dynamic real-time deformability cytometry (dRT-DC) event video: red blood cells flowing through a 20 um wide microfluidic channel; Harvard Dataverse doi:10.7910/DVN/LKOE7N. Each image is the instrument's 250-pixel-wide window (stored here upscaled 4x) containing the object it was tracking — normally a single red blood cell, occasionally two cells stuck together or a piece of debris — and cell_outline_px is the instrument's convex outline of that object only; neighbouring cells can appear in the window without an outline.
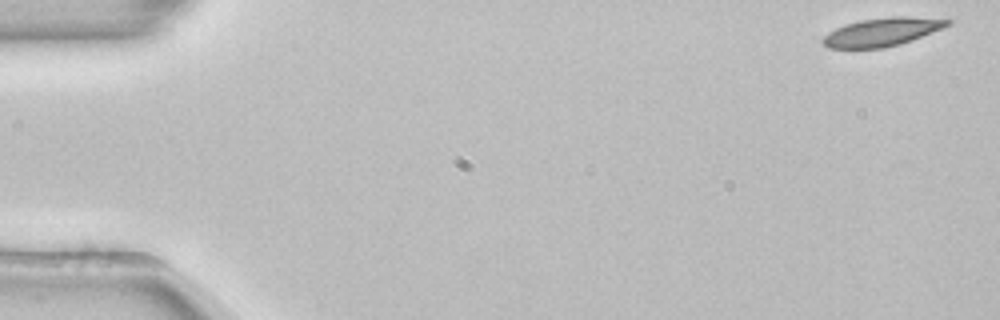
{"species": "common noctule bat (a hibernating species)", "species_latin": "Nyctalus noctula", "temperature_condition": "room temperature", "stored_images_in_passage": 52, "camera_frame_rate_fps": 3000, "um_per_image_px": 0.085, "animal": {"sex": "female", "body_mass_g": 22.7, "forearm_length_mm": 54.2}, "frame": {"image": 1, "passage_image": 1, "time_ms": 0.0, "image_size_px": [1000, 320], "cell_outline_px": [[952, 24], [912, 40], [900, 44], [884, 48], [828, 48], [820, 40], [828, 32], [844, 24], [860, 20], [892, 16], [908, 16], [952, 20]], "centroid_in_image_um": [74.96, 2.71], "position_along_channel_um": 10.0, "area_um2": 20.58}}
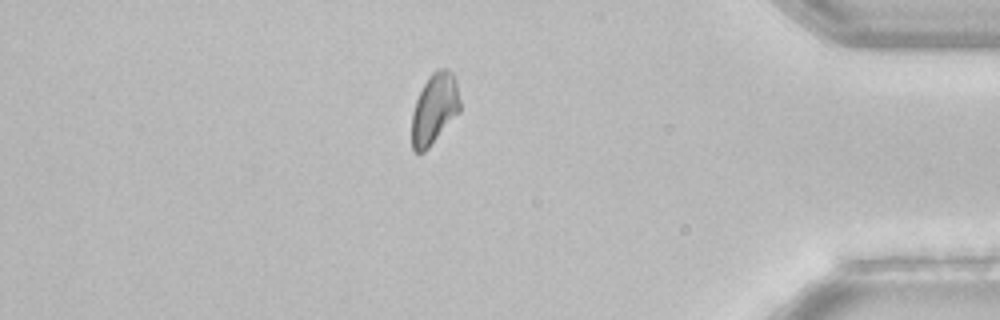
{"frame": {"image": 2, "passage_image": 45, "time_ms": 14.667, "image_size_px": [1000, 320], "cell_outline_px": [[460, 112], [428, 148], [424, 152], [416, 152], [412, 148], [412, 112], [416, 100], [428, 76], [432, 72], [440, 68], [448, 68], [452, 72], [456, 80], [460, 100]], "centroid_in_image_um": [36.94, 9.22], "position_along_channel_um": 398.3, "area_um2": 19.88}}
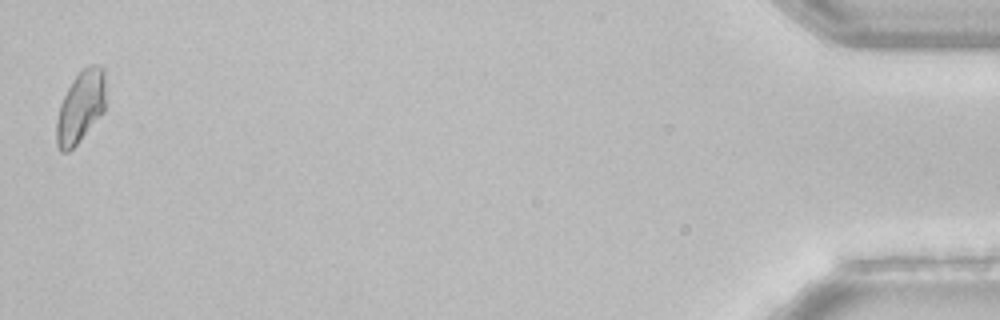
{"frame": {"image": 3, "passage_image": 52, "time_ms": 17.0, "image_size_px": [1000, 320], "cell_outline_px": [[108, 104], [104, 112], [80, 140], [68, 152], [60, 152], [56, 144], [56, 120], [60, 104], [72, 80], [88, 64], [100, 64], [104, 68]], "centroid_in_image_um": [6.9, 9.05], "position_along_channel_um": 428.3, "area_um2": 21.21}}